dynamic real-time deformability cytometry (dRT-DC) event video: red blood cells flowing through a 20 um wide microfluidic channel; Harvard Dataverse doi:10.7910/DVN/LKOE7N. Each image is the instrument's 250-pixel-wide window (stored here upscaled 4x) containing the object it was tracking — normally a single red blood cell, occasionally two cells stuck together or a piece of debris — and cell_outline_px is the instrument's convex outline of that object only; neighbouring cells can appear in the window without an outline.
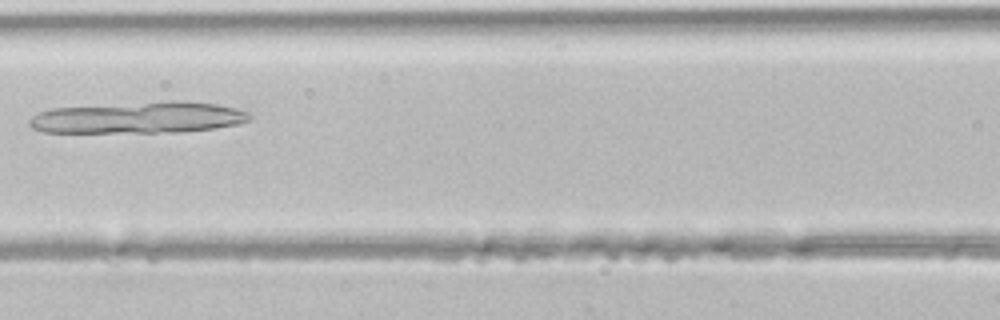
{"species": "common noctule bat (a hibernating species)", "species_latin": "Nyctalus noctula", "temperature_condition": "room temperature", "stored_images_in_passage": 28, "camera_frame_rate_fps": 3000, "um_per_image_px": 0.085, "animal": {"sex": "male", "body_mass_g": 21.5, "forearm_length_mm": 52.0}, "frame": {"image": 1, "passage_image": 9, "time_ms": 2.667, "image_size_px": [1000, 320], "cell_outline_px": [[252, 116], [248, 120], [240, 124], [184, 132], [44, 132], [32, 128], [28, 124], [28, 120], [32, 116], [40, 112], [52, 108], [164, 100], [180, 100], [216, 104], [236, 108], [252, 112]], "centroid_in_image_um": [11.81, 9.98], "position_along_channel_um": 154.8, "area_um2": 40.86}}
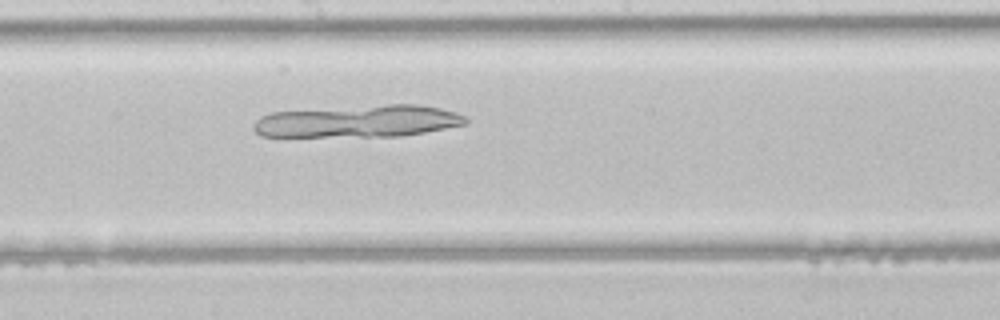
{"frame": {"image": 2, "passage_image": 13, "time_ms": 4.0, "image_size_px": [1000, 320], "cell_outline_px": [[468, 124], [424, 132], [400, 136], [260, 136], [252, 128], [252, 124], [260, 116], [272, 112], [388, 104], [416, 104], [440, 108], [456, 112], [464, 116], [468, 120]], "centroid_in_image_um": [30.46, 10.3], "position_along_channel_um": 217.7, "area_um2": 39.65}}
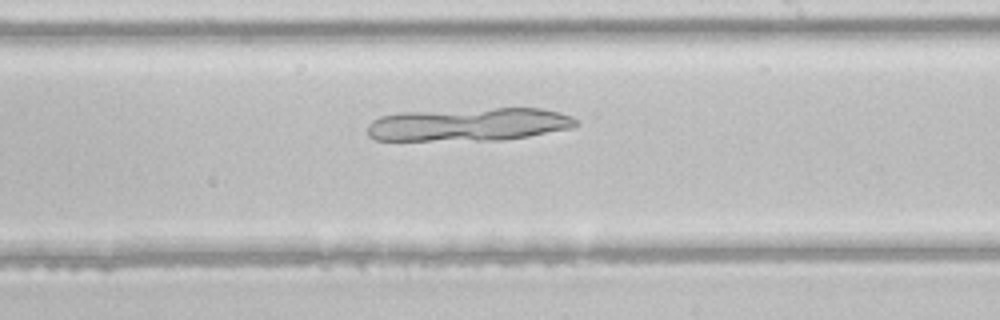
{"frame": {"image": 3, "passage_image": 15, "time_ms": 4.667, "image_size_px": [1000, 320], "cell_outline_px": [[580, 124], [572, 128], [528, 136], [504, 140], [376, 140], [368, 136], [368, 124], [372, 120], [380, 116], [400, 112], [492, 108], [544, 108], [560, 112], [572, 116], [580, 120]], "centroid_in_image_um": [39.9, 10.57], "position_along_channel_um": 249.1, "area_um2": 40.69}}